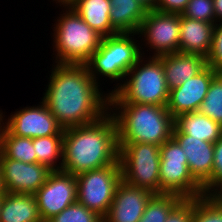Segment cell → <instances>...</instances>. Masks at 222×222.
<instances>
[{"label": "cell", "instance_id": "1", "mask_svg": "<svg viewBox=\"0 0 222 222\" xmlns=\"http://www.w3.org/2000/svg\"><path fill=\"white\" fill-rule=\"evenodd\" d=\"M53 66L42 100L63 129L93 123L108 113L109 94L103 95L85 64Z\"/></svg>", "mask_w": 222, "mask_h": 222}, {"label": "cell", "instance_id": "2", "mask_svg": "<svg viewBox=\"0 0 222 222\" xmlns=\"http://www.w3.org/2000/svg\"><path fill=\"white\" fill-rule=\"evenodd\" d=\"M118 161V130L111 111L93 123L64 129L61 171L78 175Z\"/></svg>", "mask_w": 222, "mask_h": 222}, {"label": "cell", "instance_id": "3", "mask_svg": "<svg viewBox=\"0 0 222 222\" xmlns=\"http://www.w3.org/2000/svg\"><path fill=\"white\" fill-rule=\"evenodd\" d=\"M111 110L117 124L118 143L161 146L172 137L174 117L166 106L109 103V111Z\"/></svg>", "mask_w": 222, "mask_h": 222}, {"label": "cell", "instance_id": "4", "mask_svg": "<svg viewBox=\"0 0 222 222\" xmlns=\"http://www.w3.org/2000/svg\"><path fill=\"white\" fill-rule=\"evenodd\" d=\"M145 63L142 57L126 74V79L109 92V103H132L167 106L169 89L159 57ZM144 61V62H143ZM144 64H143V63Z\"/></svg>", "mask_w": 222, "mask_h": 222}, {"label": "cell", "instance_id": "5", "mask_svg": "<svg viewBox=\"0 0 222 222\" xmlns=\"http://www.w3.org/2000/svg\"><path fill=\"white\" fill-rule=\"evenodd\" d=\"M54 24L55 63L85 64L100 47L103 36L93 30L69 5ZM57 54V55H56Z\"/></svg>", "mask_w": 222, "mask_h": 222}, {"label": "cell", "instance_id": "6", "mask_svg": "<svg viewBox=\"0 0 222 222\" xmlns=\"http://www.w3.org/2000/svg\"><path fill=\"white\" fill-rule=\"evenodd\" d=\"M138 33H117L103 37L100 47L85 66L96 83L98 74L112 81L126 79V74L144 56L139 43L132 38ZM132 36V37H131Z\"/></svg>", "mask_w": 222, "mask_h": 222}, {"label": "cell", "instance_id": "7", "mask_svg": "<svg viewBox=\"0 0 222 222\" xmlns=\"http://www.w3.org/2000/svg\"><path fill=\"white\" fill-rule=\"evenodd\" d=\"M122 180L129 185L161 194L160 146L148 143H119Z\"/></svg>", "mask_w": 222, "mask_h": 222}, {"label": "cell", "instance_id": "8", "mask_svg": "<svg viewBox=\"0 0 222 222\" xmlns=\"http://www.w3.org/2000/svg\"><path fill=\"white\" fill-rule=\"evenodd\" d=\"M159 173L161 194H176L182 198L205 195L203 187L190 174L186 153L173 137L160 146Z\"/></svg>", "mask_w": 222, "mask_h": 222}, {"label": "cell", "instance_id": "9", "mask_svg": "<svg viewBox=\"0 0 222 222\" xmlns=\"http://www.w3.org/2000/svg\"><path fill=\"white\" fill-rule=\"evenodd\" d=\"M122 180L120 162L76 175L77 202L104 218Z\"/></svg>", "mask_w": 222, "mask_h": 222}, {"label": "cell", "instance_id": "10", "mask_svg": "<svg viewBox=\"0 0 222 222\" xmlns=\"http://www.w3.org/2000/svg\"><path fill=\"white\" fill-rule=\"evenodd\" d=\"M40 217L47 222L77 202L76 175L52 171L46 182L34 193Z\"/></svg>", "mask_w": 222, "mask_h": 222}, {"label": "cell", "instance_id": "11", "mask_svg": "<svg viewBox=\"0 0 222 222\" xmlns=\"http://www.w3.org/2000/svg\"><path fill=\"white\" fill-rule=\"evenodd\" d=\"M139 34L144 35L146 45L154 49L152 57L179 52L180 14L148 10Z\"/></svg>", "mask_w": 222, "mask_h": 222}, {"label": "cell", "instance_id": "12", "mask_svg": "<svg viewBox=\"0 0 222 222\" xmlns=\"http://www.w3.org/2000/svg\"><path fill=\"white\" fill-rule=\"evenodd\" d=\"M39 106L24 107L8 117L2 125L14 136L38 138L51 135H64L63 127L42 101Z\"/></svg>", "mask_w": 222, "mask_h": 222}, {"label": "cell", "instance_id": "13", "mask_svg": "<svg viewBox=\"0 0 222 222\" xmlns=\"http://www.w3.org/2000/svg\"><path fill=\"white\" fill-rule=\"evenodd\" d=\"M0 170L4 192L34 194L52 172L39 163H24L7 158L0 151Z\"/></svg>", "mask_w": 222, "mask_h": 222}, {"label": "cell", "instance_id": "14", "mask_svg": "<svg viewBox=\"0 0 222 222\" xmlns=\"http://www.w3.org/2000/svg\"><path fill=\"white\" fill-rule=\"evenodd\" d=\"M207 65L196 76L169 90L167 110L175 118L184 113L198 111L208 92L212 79L218 74Z\"/></svg>", "mask_w": 222, "mask_h": 222}, {"label": "cell", "instance_id": "15", "mask_svg": "<svg viewBox=\"0 0 222 222\" xmlns=\"http://www.w3.org/2000/svg\"><path fill=\"white\" fill-rule=\"evenodd\" d=\"M154 194L121 180L103 222H139Z\"/></svg>", "mask_w": 222, "mask_h": 222}, {"label": "cell", "instance_id": "16", "mask_svg": "<svg viewBox=\"0 0 222 222\" xmlns=\"http://www.w3.org/2000/svg\"><path fill=\"white\" fill-rule=\"evenodd\" d=\"M172 137L186 153L190 174L203 187L212 178L214 143L192 138L183 132H173Z\"/></svg>", "mask_w": 222, "mask_h": 222}, {"label": "cell", "instance_id": "17", "mask_svg": "<svg viewBox=\"0 0 222 222\" xmlns=\"http://www.w3.org/2000/svg\"><path fill=\"white\" fill-rule=\"evenodd\" d=\"M166 85L169 90L196 76L207 66V59L199 54L175 52L161 55Z\"/></svg>", "mask_w": 222, "mask_h": 222}, {"label": "cell", "instance_id": "18", "mask_svg": "<svg viewBox=\"0 0 222 222\" xmlns=\"http://www.w3.org/2000/svg\"><path fill=\"white\" fill-rule=\"evenodd\" d=\"M215 24L180 15L179 52L207 58L213 42Z\"/></svg>", "mask_w": 222, "mask_h": 222}, {"label": "cell", "instance_id": "19", "mask_svg": "<svg viewBox=\"0 0 222 222\" xmlns=\"http://www.w3.org/2000/svg\"><path fill=\"white\" fill-rule=\"evenodd\" d=\"M0 222H43L34 194L4 192Z\"/></svg>", "mask_w": 222, "mask_h": 222}, {"label": "cell", "instance_id": "20", "mask_svg": "<svg viewBox=\"0 0 222 222\" xmlns=\"http://www.w3.org/2000/svg\"><path fill=\"white\" fill-rule=\"evenodd\" d=\"M110 23L118 33H138L148 9L138 0H109Z\"/></svg>", "mask_w": 222, "mask_h": 222}, {"label": "cell", "instance_id": "21", "mask_svg": "<svg viewBox=\"0 0 222 222\" xmlns=\"http://www.w3.org/2000/svg\"><path fill=\"white\" fill-rule=\"evenodd\" d=\"M173 132H183L192 138L215 143L222 136V126L199 111H194L176 116Z\"/></svg>", "mask_w": 222, "mask_h": 222}, {"label": "cell", "instance_id": "22", "mask_svg": "<svg viewBox=\"0 0 222 222\" xmlns=\"http://www.w3.org/2000/svg\"><path fill=\"white\" fill-rule=\"evenodd\" d=\"M69 6L103 37L118 33L110 23L109 0H73Z\"/></svg>", "mask_w": 222, "mask_h": 222}, {"label": "cell", "instance_id": "23", "mask_svg": "<svg viewBox=\"0 0 222 222\" xmlns=\"http://www.w3.org/2000/svg\"><path fill=\"white\" fill-rule=\"evenodd\" d=\"M0 151L12 160L37 163L33 139L14 136L2 124L0 127Z\"/></svg>", "mask_w": 222, "mask_h": 222}, {"label": "cell", "instance_id": "24", "mask_svg": "<svg viewBox=\"0 0 222 222\" xmlns=\"http://www.w3.org/2000/svg\"><path fill=\"white\" fill-rule=\"evenodd\" d=\"M63 137L64 135H51L33 138L37 163L47 166L52 171L61 170ZM59 159L61 160L60 162H58ZM57 162L59 165L56 164Z\"/></svg>", "mask_w": 222, "mask_h": 222}, {"label": "cell", "instance_id": "25", "mask_svg": "<svg viewBox=\"0 0 222 222\" xmlns=\"http://www.w3.org/2000/svg\"><path fill=\"white\" fill-rule=\"evenodd\" d=\"M183 198L176 194H154L139 222H165L170 211Z\"/></svg>", "mask_w": 222, "mask_h": 222}, {"label": "cell", "instance_id": "26", "mask_svg": "<svg viewBox=\"0 0 222 222\" xmlns=\"http://www.w3.org/2000/svg\"><path fill=\"white\" fill-rule=\"evenodd\" d=\"M198 111L222 126V72L212 79Z\"/></svg>", "mask_w": 222, "mask_h": 222}, {"label": "cell", "instance_id": "27", "mask_svg": "<svg viewBox=\"0 0 222 222\" xmlns=\"http://www.w3.org/2000/svg\"><path fill=\"white\" fill-rule=\"evenodd\" d=\"M191 222H222V205L212 195L194 198Z\"/></svg>", "mask_w": 222, "mask_h": 222}, {"label": "cell", "instance_id": "28", "mask_svg": "<svg viewBox=\"0 0 222 222\" xmlns=\"http://www.w3.org/2000/svg\"><path fill=\"white\" fill-rule=\"evenodd\" d=\"M47 222H103V218L76 202Z\"/></svg>", "mask_w": 222, "mask_h": 222}, {"label": "cell", "instance_id": "29", "mask_svg": "<svg viewBox=\"0 0 222 222\" xmlns=\"http://www.w3.org/2000/svg\"><path fill=\"white\" fill-rule=\"evenodd\" d=\"M183 16L216 24L213 0H189Z\"/></svg>", "mask_w": 222, "mask_h": 222}, {"label": "cell", "instance_id": "30", "mask_svg": "<svg viewBox=\"0 0 222 222\" xmlns=\"http://www.w3.org/2000/svg\"><path fill=\"white\" fill-rule=\"evenodd\" d=\"M222 187V136L214 143L212 178L203 186L205 195Z\"/></svg>", "mask_w": 222, "mask_h": 222}, {"label": "cell", "instance_id": "31", "mask_svg": "<svg viewBox=\"0 0 222 222\" xmlns=\"http://www.w3.org/2000/svg\"><path fill=\"white\" fill-rule=\"evenodd\" d=\"M207 59V65L217 72H222V22L215 24L212 48Z\"/></svg>", "mask_w": 222, "mask_h": 222}, {"label": "cell", "instance_id": "32", "mask_svg": "<svg viewBox=\"0 0 222 222\" xmlns=\"http://www.w3.org/2000/svg\"><path fill=\"white\" fill-rule=\"evenodd\" d=\"M194 198H183L169 213L165 222H191Z\"/></svg>", "mask_w": 222, "mask_h": 222}, {"label": "cell", "instance_id": "33", "mask_svg": "<svg viewBox=\"0 0 222 222\" xmlns=\"http://www.w3.org/2000/svg\"><path fill=\"white\" fill-rule=\"evenodd\" d=\"M188 3L189 0H158L154 10L181 15Z\"/></svg>", "mask_w": 222, "mask_h": 222}, {"label": "cell", "instance_id": "34", "mask_svg": "<svg viewBox=\"0 0 222 222\" xmlns=\"http://www.w3.org/2000/svg\"><path fill=\"white\" fill-rule=\"evenodd\" d=\"M216 23L222 22V0H213Z\"/></svg>", "mask_w": 222, "mask_h": 222}, {"label": "cell", "instance_id": "35", "mask_svg": "<svg viewBox=\"0 0 222 222\" xmlns=\"http://www.w3.org/2000/svg\"><path fill=\"white\" fill-rule=\"evenodd\" d=\"M141 4H143L148 10L155 9L158 0H138Z\"/></svg>", "mask_w": 222, "mask_h": 222}, {"label": "cell", "instance_id": "36", "mask_svg": "<svg viewBox=\"0 0 222 222\" xmlns=\"http://www.w3.org/2000/svg\"><path fill=\"white\" fill-rule=\"evenodd\" d=\"M212 196L222 205V187L213 192Z\"/></svg>", "mask_w": 222, "mask_h": 222}, {"label": "cell", "instance_id": "37", "mask_svg": "<svg viewBox=\"0 0 222 222\" xmlns=\"http://www.w3.org/2000/svg\"><path fill=\"white\" fill-rule=\"evenodd\" d=\"M56 1V3L58 2V4L60 3V7H62L61 5H69L73 0H53Z\"/></svg>", "mask_w": 222, "mask_h": 222}, {"label": "cell", "instance_id": "38", "mask_svg": "<svg viewBox=\"0 0 222 222\" xmlns=\"http://www.w3.org/2000/svg\"><path fill=\"white\" fill-rule=\"evenodd\" d=\"M4 194L3 186H2V178H1V170H0V198Z\"/></svg>", "mask_w": 222, "mask_h": 222}, {"label": "cell", "instance_id": "39", "mask_svg": "<svg viewBox=\"0 0 222 222\" xmlns=\"http://www.w3.org/2000/svg\"><path fill=\"white\" fill-rule=\"evenodd\" d=\"M1 122H2V118H1V115H0V127H1Z\"/></svg>", "mask_w": 222, "mask_h": 222}]
</instances>
